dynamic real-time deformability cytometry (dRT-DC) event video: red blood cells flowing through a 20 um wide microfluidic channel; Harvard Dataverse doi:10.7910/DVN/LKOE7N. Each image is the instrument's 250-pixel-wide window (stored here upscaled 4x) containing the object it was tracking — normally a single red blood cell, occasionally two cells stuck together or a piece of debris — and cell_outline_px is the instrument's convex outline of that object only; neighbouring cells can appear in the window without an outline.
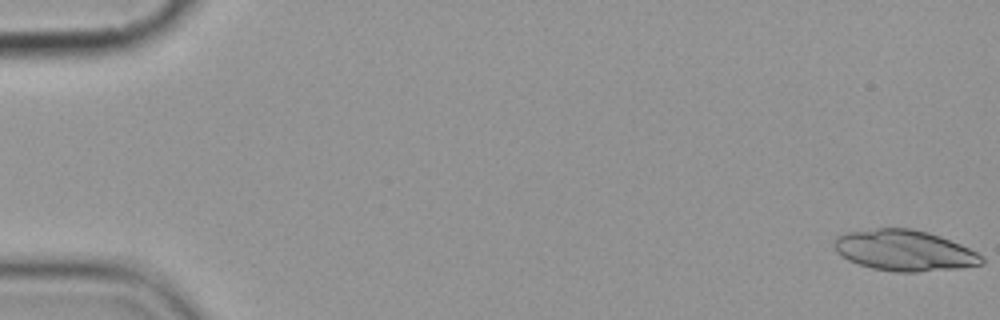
{"species": "common noctule bat (a hibernating species)", "species_latin": "Nyctalus noctula", "temperature_condition": "cold", "stored_images_in_passage": 6, "camera_frame_rate_fps": 3000, "um_per_image_px": 0.085, "animal": {"sex": "female", "body_mass_g": 19.9}, "frame": {"image": 1, "passage_image": 1, "time_ms": 0.0, "image_size_px": [1000, 320], "cell_outline_px": [[984, 264], [960, 268], [916, 272], [896, 272], [872, 268], [848, 260], [836, 252], [836, 236], [848, 232], [876, 228], [912, 228], [928, 232], [940, 236], [960, 244], [984, 256]], "centroid_in_image_um": [76.91, 21.29], "position_along_channel_um": 8.1, "area_um2": 35.03}}